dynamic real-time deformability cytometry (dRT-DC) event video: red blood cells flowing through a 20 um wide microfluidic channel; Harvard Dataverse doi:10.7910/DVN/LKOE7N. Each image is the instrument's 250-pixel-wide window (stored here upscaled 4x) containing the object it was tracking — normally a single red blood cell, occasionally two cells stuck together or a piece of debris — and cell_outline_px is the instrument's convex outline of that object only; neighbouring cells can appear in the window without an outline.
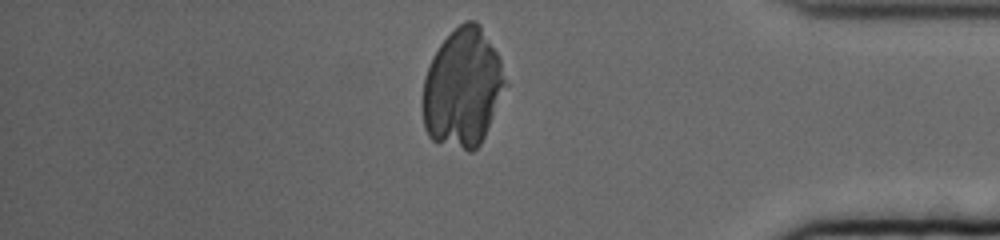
{"species": "human", "species_latin": "Homo sapiens", "temperature_condition": "cold", "stored_images_in_passage": 45, "camera_frame_rate_fps": 3000, "um_per_image_px": 0.085, "donor": {"sex": "female"}, "frame": {"image": 1, "passage_image": 39, "time_ms": 12.667, "image_size_px": [1000, 240], "cell_outline_px": [[508, 84], [484, 136], [480, 144], [472, 152], [468, 152], [432, 140], [428, 136], [424, 128], [420, 104], [424, 76], [432, 56], [440, 44], [464, 20], [476, 20], [480, 24], [496, 52], [500, 60]], "centroid_in_image_um": [39.3, 7.49], "position_along_channel_um": 395.9, "area_um2": 57.8}}